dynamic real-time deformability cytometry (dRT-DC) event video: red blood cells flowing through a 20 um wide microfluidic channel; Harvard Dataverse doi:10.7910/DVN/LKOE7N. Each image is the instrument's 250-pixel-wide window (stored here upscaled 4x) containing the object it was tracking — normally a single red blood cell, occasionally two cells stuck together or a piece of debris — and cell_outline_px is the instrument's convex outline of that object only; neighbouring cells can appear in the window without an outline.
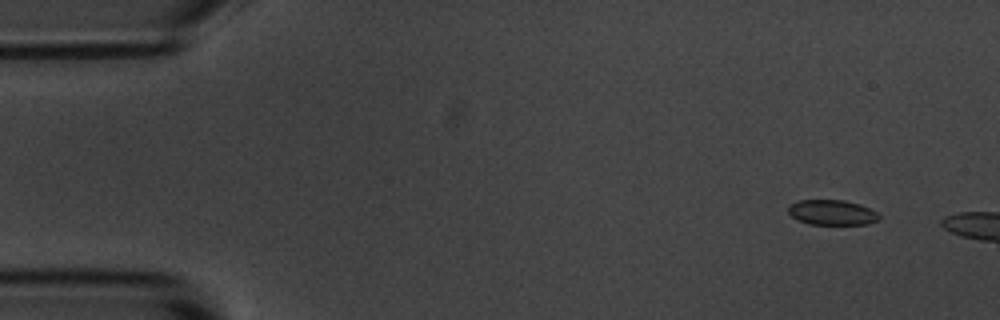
{"species": "common noctule bat (a hibernating species)", "species_latin": "Nyctalus noctula", "temperature_condition": "room temperature", "stored_images_in_passage": 5, "camera_frame_rate_fps": 3000, "um_per_image_px": 0.085, "animal": {"sex": "male", "body_mass_g": 20.1, "forearm_length_mm": 53.5}, "frame": {"image": 1, "passage_image": 2, "time_ms": 1.333, "image_size_px": [1000, 320], "cell_outline_px": [[880, 220], [868, 224], [808, 224], [792, 216], [788, 212], [788, 208], [792, 204], [800, 200], [844, 200], [860, 204], [876, 212], [880, 216]], "centroid_in_image_um": [70.76, 18.06], "position_along_channel_um": 14.2, "area_um2": 13.18}}